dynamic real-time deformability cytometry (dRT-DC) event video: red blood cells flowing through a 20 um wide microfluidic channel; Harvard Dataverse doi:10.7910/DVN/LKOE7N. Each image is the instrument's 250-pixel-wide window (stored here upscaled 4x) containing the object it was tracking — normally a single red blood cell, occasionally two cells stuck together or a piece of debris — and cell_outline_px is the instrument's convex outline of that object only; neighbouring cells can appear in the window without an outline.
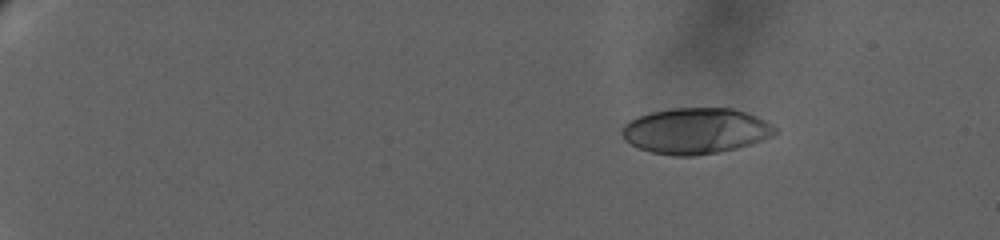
{"species": "human", "species_latin": "Homo sapiens", "temperature_condition": "warm", "stored_images_in_passage": 38, "camera_frame_rate_fps": 3000, "um_per_image_px": 0.085, "donor": {"sex": "female"}, "frame": {"image": 1, "passage_image": 5, "time_ms": 4.0, "image_size_px": [1000, 240], "cell_outline_px": [[776, 132], [772, 136], [764, 140], [752, 144], [736, 148], [696, 156], [672, 156], [652, 152], [640, 148], [624, 140], [620, 132], [624, 124], [628, 120], [636, 116], [652, 112], [676, 108], [732, 108], [748, 112], [772, 124], [776, 128]], "centroid_in_image_um": [59.12, 11.12], "position_along_channel_um": 25.9, "area_um2": 41.04}}
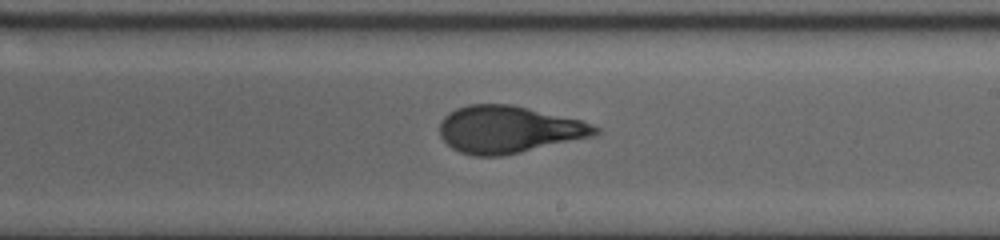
{"frame": {"image": 2, "passage_image": 22, "time_ms": 16.333, "image_size_px": [1000, 240], "cell_outline_px": [[600, 132], [596, 136], [504, 156], [472, 156], [460, 152], [452, 148], [440, 136], [440, 120], [448, 112], [456, 108], [468, 104], [512, 104], [580, 120], [592, 124], [600, 128]], "centroid_in_image_um": [43.24, 11.01], "position_along_channel_um": 245.8, "area_um2": 43.12}}
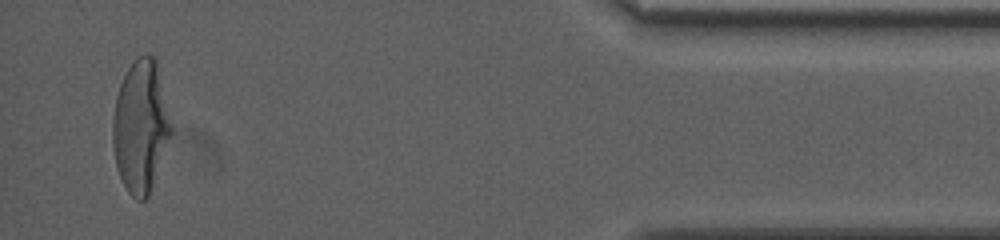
{"frame": {"image": 3, "passage_image": 37, "time_ms": 24.0, "image_size_px": [1000, 240], "cell_outline_px": [[172, 132], [148, 196], [144, 200], [136, 200], [128, 192], [116, 168], [112, 148], [112, 120], [116, 96], [120, 84], [128, 68], [136, 56], [144, 52], [148, 52], [156, 56], [172, 128]], "centroid_in_image_um": [11.94, 10.69], "position_along_channel_um": 423.3, "area_um2": 45.14}, "authors_computed_cell_mechanics": {"area_um2": 42.3385, "velocity_mm_per_s": 2.9776, "shape_relaxation_time_tau1_ms": 10.9802, "shape_relaxation_time_tau2_ms": null, "deformation_change_tau1": 0.3084, "deformation_change_tau2": null}}